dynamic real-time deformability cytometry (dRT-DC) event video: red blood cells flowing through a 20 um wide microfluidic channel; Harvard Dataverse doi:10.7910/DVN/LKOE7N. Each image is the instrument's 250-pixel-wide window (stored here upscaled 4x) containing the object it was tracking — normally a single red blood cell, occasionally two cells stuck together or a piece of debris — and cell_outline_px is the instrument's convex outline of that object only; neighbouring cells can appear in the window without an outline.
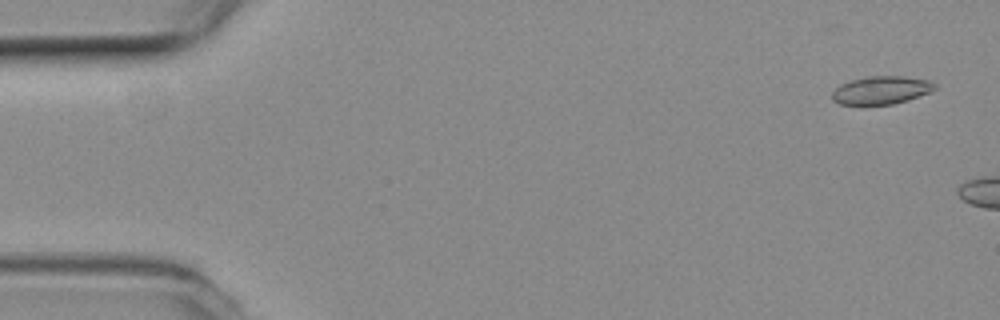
{"species": "common noctule bat (a hibernating species)", "species_latin": "Nyctalus noctula", "temperature_condition": "room temperature", "stored_images_in_passage": 7, "camera_frame_rate_fps": 3000, "um_per_image_px": 0.085, "animal": {"sex": "female", "body_mass_g": 19.3, "forearm_length_mm": 54.1}, "frame": {"image": 1, "passage_image": 3, "time_ms": 0.667, "image_size_px": [1000, 320], "cell_outline_px": [[936, 88], [928, 92], [908, 100], [892, 104], [840, 104], [832, 100], [832, 92], [840, 84], [852, 80], [868, 76], [904, 76], [932, 80], [936, 84]], "centroid_in_image_um": [74.92, 7.65], "position_along_channel_um": 10.1, "area_um2": 16.7}}